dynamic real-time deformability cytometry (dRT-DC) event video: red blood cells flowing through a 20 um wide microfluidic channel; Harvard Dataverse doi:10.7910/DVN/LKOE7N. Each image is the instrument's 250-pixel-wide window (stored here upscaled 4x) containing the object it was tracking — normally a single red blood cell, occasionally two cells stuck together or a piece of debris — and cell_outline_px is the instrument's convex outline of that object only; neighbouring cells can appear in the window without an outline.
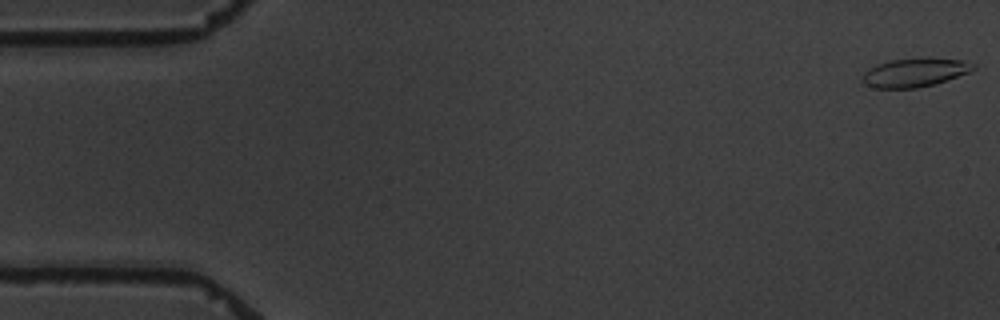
{"species": "common noctule bat (a hibernating species)", "species_latin": "Nyctalus noctula", "temperature_condition": "warm", "stored_images_in_passage": 5, "camera_frame_rate_fps": 3000, "um_per_image_px": 0.085, "animal": {"sex": "male", "body_mass_g": 19.5, "forearm_length_mm": 54.6}, "frame": {"image": 1, "passage_image": 1, "time_ms": 0.0, "image_size_px": [1000, 320], "cell_outline_px": [[976, 68], [968, 72], [936, 84], [916, 88], [876, 88], [864, 84], [864, 72], [868, 68], [876, 64], [892, 60], [964, 60], [976, 64]], "centroid_in_image_um": [77.74, 6.2], "position_along_channel_um": 7.3, "area_um2": 17.8}}